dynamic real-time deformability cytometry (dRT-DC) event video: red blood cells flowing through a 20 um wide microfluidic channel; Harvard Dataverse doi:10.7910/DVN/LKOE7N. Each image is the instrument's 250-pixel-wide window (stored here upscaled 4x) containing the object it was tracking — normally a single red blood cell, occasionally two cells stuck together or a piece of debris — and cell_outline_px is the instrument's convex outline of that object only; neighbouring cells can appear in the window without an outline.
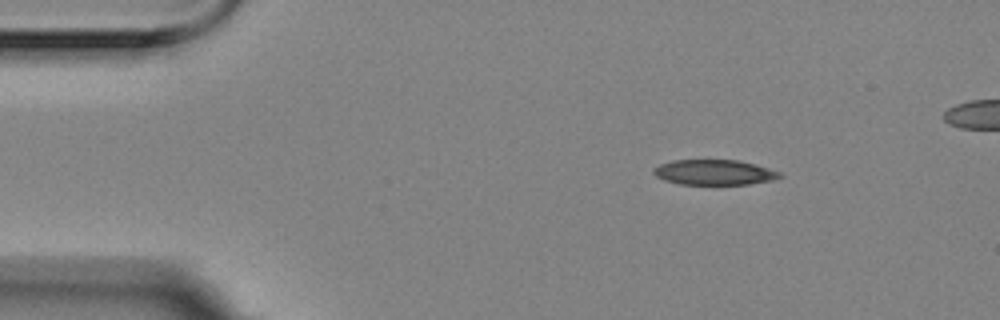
{"species": "Egyptian fruit bat (a non-hibernating species)", "species_latin": "Rousettus aegyptiacus", "temperature_condition": "room temperature", "stored_images_in_passage": 4, "camera_frame_rate_fps": 3000, "um_per_image_px": 0.085, "animal": {"sex": "female"}, "frame": {"image": 1, "passage_image": 1, "time_ms": 0.0, "image_size_px": [1000, 320], "cell_outline_px": [[784, 176], [772, 180], [748, 184], [680, 184], [664, 180], [656, 176], [652, 172], [660, 164], [672, 160], [740, 160], [756, 164], [780, 172]], "centroid_in_image_um": [60.73, 14.64], "position_along_channel_um": 24.3, "area_um2": 18.5}}